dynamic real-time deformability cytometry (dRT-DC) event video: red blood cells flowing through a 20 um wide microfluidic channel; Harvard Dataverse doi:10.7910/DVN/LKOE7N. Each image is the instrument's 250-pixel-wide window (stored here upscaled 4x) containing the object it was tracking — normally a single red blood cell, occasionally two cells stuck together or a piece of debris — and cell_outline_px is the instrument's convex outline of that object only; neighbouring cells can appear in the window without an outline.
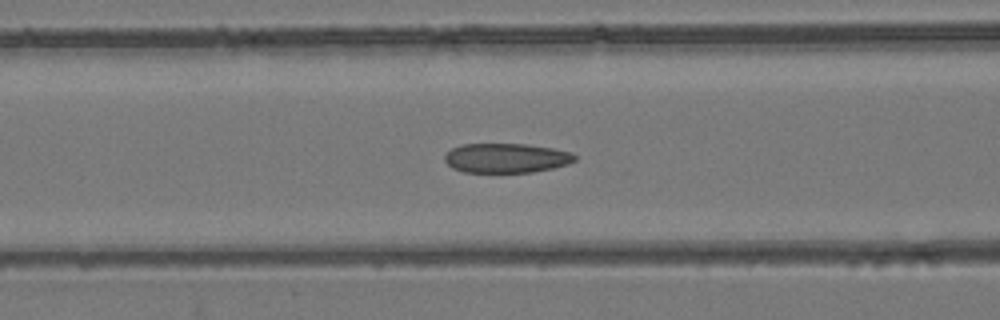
{"species": "common noctule bat (a hibernating species)", "species_latin": "Nyctalus noctula", "temperature_condition": "room temperature", "stored_images_in_passage": 52, "camera_frame_rate_fps": 3000, "um_per_image_px": 0.085, "animal": {"sex": "female", "body_mass_g": 24.6, "forearm_length_mm": 56.2}, "frame": {"image": 1, "passage_image": 21, "time_ms": 6.667, "image_size_px": [1000, 320], "cell_outline_px": [[576, 160], [568, 164], [552, 168], [532, 172], [464, 172], [452, 168], [444, 160], [444, 156], [452, 148], [464, 144], [528, 144], [552, 148], [572, 152], [576, 156]], "centroid_in_image_um": [43.04, 13.43], "position_along_channel_um": 123.6, "area_um2": 22.37}}
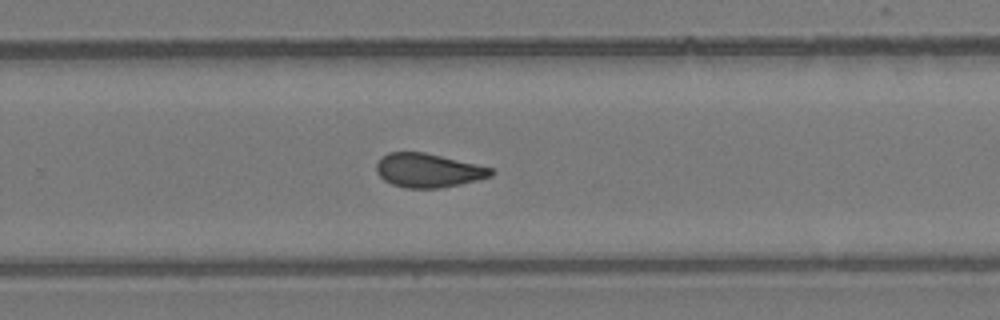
{"frame": {"image": 2, "passage_image": 34, "time_ms": 11.0, "image_size_px": [1000, 320], "cell_outline_px": [[496, 172], [492, 176], [460, 184], [440, 188], [404, 188], [392, 184], [384, 180], [376, 172], [376, 164], [388, 152], [424, 152], [476, 164], [492, 168]], "centroid_in_image_um": [36.4, 14.49], "position_along_channel_um": 293.4, "area_um2": 22.54}}
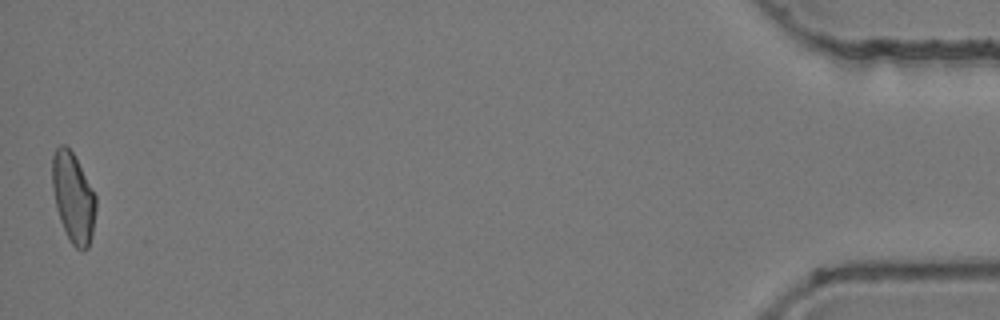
{"frame": {"image": 3, "passage_image": 52, "time_ms": 17.0, "image_size_px": [1000, 320], "cell_outline_px": [[96, 208], [92, 236], [88, 248], [80, 252], [72, 244], [60, 220], [56, 208], [52, 188], [52, 156], [56, 148], [60, 144], [64, 144], [72, 152], [96, 196]], "centroid_in_image_um": [6.22, 16.82], "position_along_channel_um": 429.0, "area_um2": 22.72}, "authors_computed_cell_mechanics": {"area_um2": 23.0622, "velocity_mm_per_s": 3.9266, "shape_relaxation_time_tau1_ms": null, "shape_relaxation_time_tau2_ms": 2.2646, "deformation_change_tau1": null, "deformation_change_tau2": 0.0791}}